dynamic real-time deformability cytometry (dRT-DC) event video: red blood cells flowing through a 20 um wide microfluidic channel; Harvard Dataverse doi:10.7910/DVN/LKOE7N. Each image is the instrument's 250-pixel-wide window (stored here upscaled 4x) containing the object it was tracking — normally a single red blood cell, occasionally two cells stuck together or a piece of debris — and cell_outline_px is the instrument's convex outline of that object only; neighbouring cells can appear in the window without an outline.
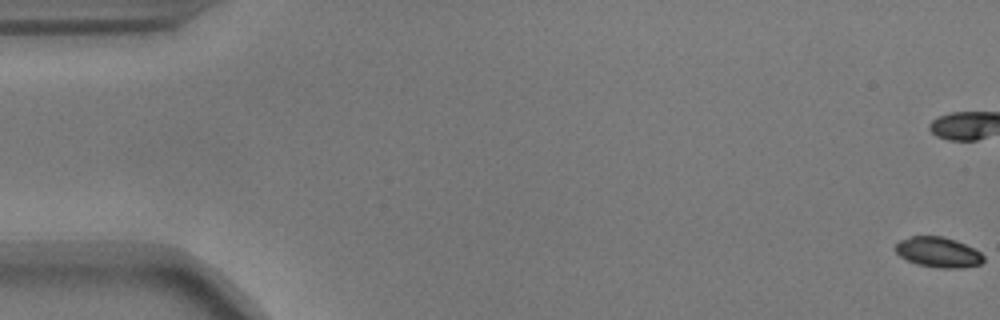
{"species": "common noctule bat (a hibernating species)", "species_latin": "Nyctalus noctula", "temperature_condition": "warm", "stored_images_in_passage": 57, "camera_frame_rate_fps": 3000, "um_per_image_px": 0.085, "animal": {"sex": "male", "body_mass_g": 17.9}, "frame": {"image": 1, "passage_image": 1, "time_ms": 0.0, "image_size_px": [1000, 320], "cell_outline_px": [[984, 260], [980, 264], [964, 268], [940, 268], [916, 264], [900, 256], [896, 252], [896, 244], [900, 240], [912, 236], [940, 236], [956, 240], [980, 252], [984, 256]], "centroid_in_image_um": [79.76, 21.45], "position_along_channel_um": 5.2, "area_um2": 15.43}, "authors_computed_cell_mechanics": {"area_um2": 18.0336, "velocity_mm_per_s": 3.6382, "shape_relaxation_time_tau1_ms": 2.8456, "shape_relaxation_time_tau2_ms": 2.243, "deformation_change_tau1": 0.1524, "deformation_change_tau2": 0.0604}}